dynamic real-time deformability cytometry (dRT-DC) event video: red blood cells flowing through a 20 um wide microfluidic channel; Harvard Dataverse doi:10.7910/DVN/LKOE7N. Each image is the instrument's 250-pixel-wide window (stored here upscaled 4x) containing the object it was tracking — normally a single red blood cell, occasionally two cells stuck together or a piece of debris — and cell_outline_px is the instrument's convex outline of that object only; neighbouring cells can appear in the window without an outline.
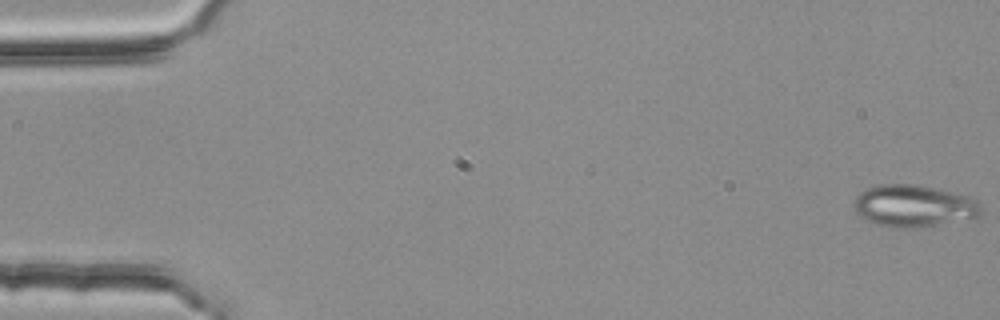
{"species": "common noctule bat (a hibernating species)", "species_latin": "Nyctalus noctula", "temperature_condition": "room temperature", "stored_images_in_passage": 54, "camera_frame_rate_fps": 3000, "um_per_image_px": 0.085, "animal": {"sex": "female", "body_mass_g": 25.1}, "frame": {"image": 1, "passage_image": 1, "time_ms": 0.0, "image_size_px": [1000, 320], "cell_outline_px": [[984, 212], [980, 216], [936, 224], [912, 228], [888, 228], [876, 224], [860, 216], [852, 208], [852, 200], [860, 192], [876, 184], [916, 184], [940, 188], [972, 196], [984, 208]], "centroid_in_image_um": [77.67, 17.48], "position_along_channel_um": 7.3, "area_um2": 31.73}}
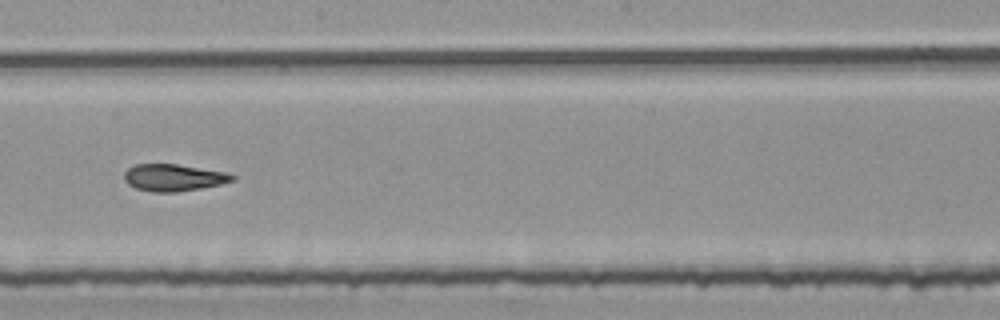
{"frame": {"image": 2, "passage_image": 31, "time_ms": 10.0, "image_size_px": [1000, 320], "cell_outline_px": [[236, 180], [220, 184], [200, 188], [176, 192], [152, 192], [136, 188], [128, 184], [124, 180], [124, 172], [128, 168], [136, 164], [176, 164], [224, 172], [236, 176]], "centroid_in_image_um": [14.73, 15.1], "position_along_channel_um": 233.5, "area_um2": 16.88}}
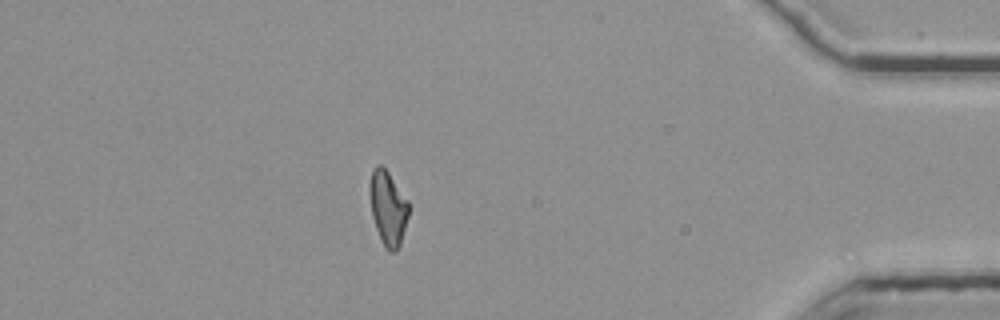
{"frame": {"image": 3, "passage_image": 48, "time_ms": 15.667, "image_size_px": [1000, 320], "cell_outline_px": [[408, 216], [400, 244], [396, 252], [388, 252], [384, 248], [376, 228], [372, 216], [368, 188], [368, 184], [372, 168], [376, 164], [380, 164], [388, 172], [408, 200]], "centroid_in_image_um": [32.94, 17.67], "position_along_channel_um": 402.3, "area_um2": 17.05}, "authors_computed_cell_mechanics": {"area_um2": 17.629, "velocity_mm_per_s": 3.8018, "shape_relaxation_time_tau1_ms": null, "shape_relaxation_time_tau2_ms": 3.1362, "deformation_change_tau1": null, "deformation_change_tau2": 0.1116}}